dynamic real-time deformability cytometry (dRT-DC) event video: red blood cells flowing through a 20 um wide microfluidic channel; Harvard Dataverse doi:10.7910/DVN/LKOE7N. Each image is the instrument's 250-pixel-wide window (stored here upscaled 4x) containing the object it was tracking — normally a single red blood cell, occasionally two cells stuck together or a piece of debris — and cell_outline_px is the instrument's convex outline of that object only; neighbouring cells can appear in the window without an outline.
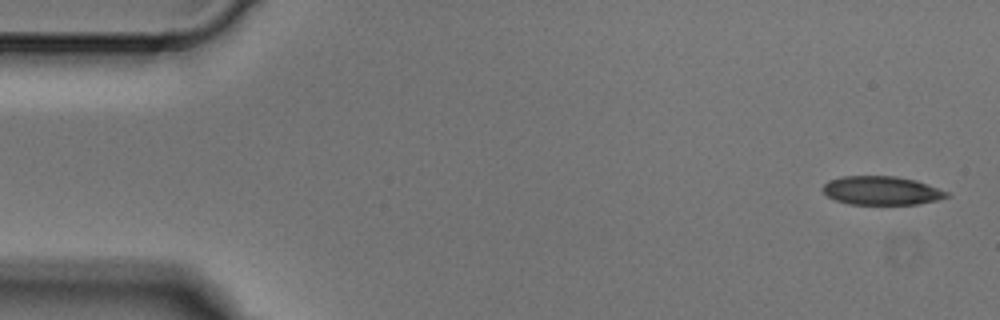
{"species": "Egyptian fruit bat (a non-hibernating species)", "species_latin": "Rousettus aegyptiacus", "temperature_condition": "cold", "stored_images_in_passage": 5, "camera_frame_rate_fps": 3000, "um_per_image_px": 0.085, "animal": {"sex": "male"}, "frame": {"image": 1, "passage_image": 1, "time_ms": 0.0, "image_size_px": [1000, 320], "cell_outline_px": [[952, 196], [936, 200], [916, 204], [848, 204], [836, 200], [828, 196], [820, 188], [828, 180], [844, 176], [896, 176], [916, 180], [948, 192]], "centroid_in_image_um": [74.92, 16.19], "position_along_channel_um": 10.1, "area_um2": 20.69}}